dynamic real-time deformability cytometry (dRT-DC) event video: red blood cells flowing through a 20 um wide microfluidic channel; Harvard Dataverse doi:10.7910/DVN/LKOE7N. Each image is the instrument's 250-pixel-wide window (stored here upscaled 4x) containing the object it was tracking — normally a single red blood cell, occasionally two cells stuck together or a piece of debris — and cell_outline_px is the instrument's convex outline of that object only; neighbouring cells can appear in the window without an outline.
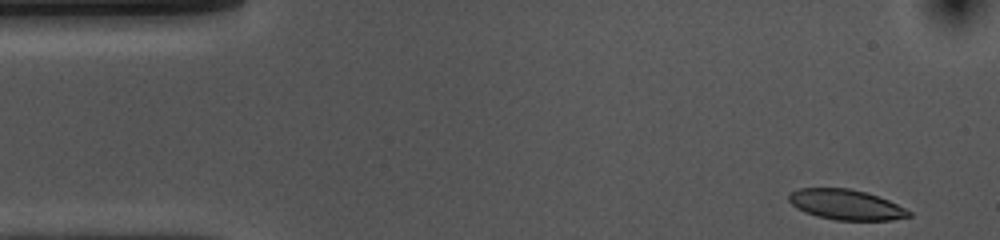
{"species": "common noctule bat (a hibernating species)", "species_latin": "Nyctalus noctula", "temperature_condition": "cold", "stored_images_in_passage": 42, "camera_frame_rate_fps": 3000, "um_per_image_px": 0.085, "animal": {"sex": "female", "body_mass_g": 10.0, "forearm_length_mm": 53.1}, "frame": {"image": 1, "passage_image": 1, "time_ms": 0.0, "image_size_px": [1000, 240], "cell_outline_px": [[912, 216], [892, 220], [836, 220], [816, 216], [804, 212], [796, 208], [788, 200], [788, 196], [792, 192], [800, 188], [848, 188], [864, 192], [888, 200], [912, 212]], "centroid_in_image_um": [71.89, 17.4], "position_along_channel_um": 13.1, "area_um2": 21.04}}
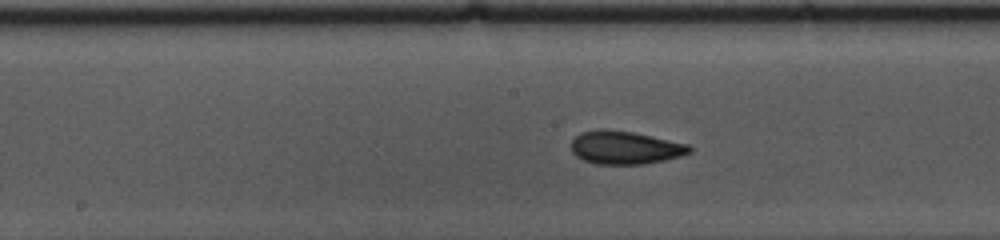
{"frame": {"image": 2, "passage_image": 24, "time_ms": 7.667, "image_size_px": [1000, 240], "cell_outline_px": [[692, 152], [680, 156], [664, 160], [644, 164], [596, 164], [584, 160], [576, 156], [572, 152], [572, 140], [580, 132], [600, 128], [632, 132], [688, 144], [692, 148]], "centroid_in_image_um": [53.11, 12.54], "position_along_channel_um": 195.1, "area_um2": 22.77}}
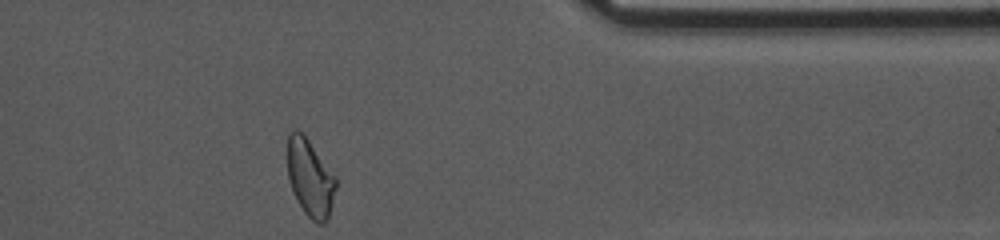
{"frame": {"image": 3, "passage_image": 42, "time_ms": 13.667, "image_size_px": [1000, 240], "cell_outline_px": [[336, 188], [332, 204], [328, 216], [324, 224], [316, 224], [304, 212], [288, 180], [288, 132], [292, 128], [296, 128], [308, 140], [336, 176]], "centroid_in_image_um": [26.36, 15.11], "position_along_channel_um": 385.0, "area_um2": 21.56}, "authors_computed_cell_mechanics": {"area_um2": 22.1374, "velocity_mm_per_s": 3.5272, "shape_relaxation_time_tau1_ms": 4.0446, "shape_relaxation_time_tau2_ms": 2.1062, "deformation_change_tau1": 0.1315, "deformation_change_tau2": 0.0629}}